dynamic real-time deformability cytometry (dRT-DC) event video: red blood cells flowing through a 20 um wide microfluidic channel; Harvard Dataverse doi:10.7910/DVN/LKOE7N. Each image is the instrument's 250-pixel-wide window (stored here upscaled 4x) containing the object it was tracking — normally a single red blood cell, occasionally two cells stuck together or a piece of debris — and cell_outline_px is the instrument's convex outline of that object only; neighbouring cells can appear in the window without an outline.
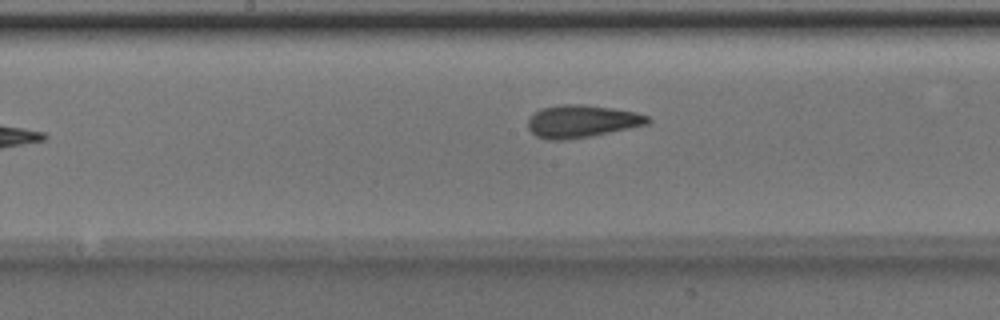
{"species": "Egyptian fruit bat (a non-hibernating species)", "species_latin": "Rousettus aegyptiacus", "temperature_condition": "room temperature", "stored_images_in_passage": 10, "camera_frame_rate_fps": 3000, "um_per_image_px": 0.085, "animal": {"sex": "male"}, "frame": {"image": 1, "passage_image": 9, "time_ms": 2.667, "image_size_px": [1000, 320], "cell_outline_px": [[652, 120], [648, 124], [592, 136], [568, 140], [548, 140], [536, 136], [528, 128], [528, 120], [540, 108], [560, 104], [584, 104], [612, 108], [636, 112], [648, 116]], "centroid_in_image_um": [49.45, 10.31], "position_along_channel_um": 198.7, "area_um2": 22.83}}